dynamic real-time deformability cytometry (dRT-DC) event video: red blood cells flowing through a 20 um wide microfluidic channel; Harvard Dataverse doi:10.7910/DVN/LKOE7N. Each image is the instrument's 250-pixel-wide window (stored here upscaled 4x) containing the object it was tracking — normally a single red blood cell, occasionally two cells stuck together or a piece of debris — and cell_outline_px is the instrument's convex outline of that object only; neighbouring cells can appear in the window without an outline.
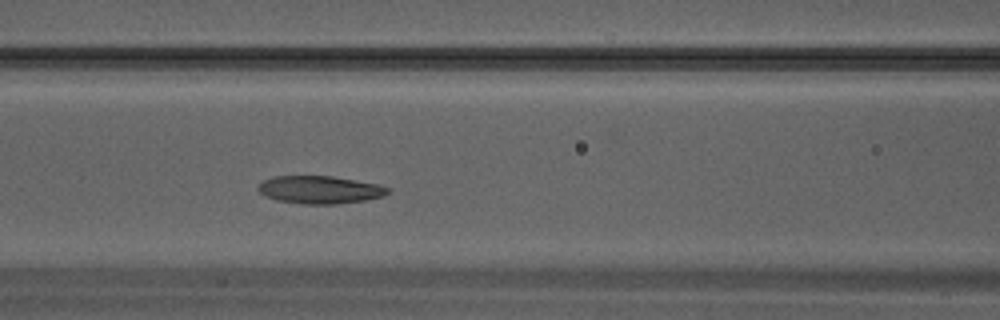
{"species": "Egyptian fruit bat (a non-hibernating species)", "species_latin": "Rousettus aegyptiacus", "temperature_condition": "warm", "stored_images_in_passage": 27, "camera_frame_rate_fps": 3000, "um_per_image_px": 0.085, "animal": {"sex": "male"}, "frame": {"image": 1, "passage_image": 8, "time_ms": 2.333, "image_size_px": [1000, 320], "cell_outline_px": [[388, 192], [384, 196], [364, 200], [336, 204], [304, 204], [276, 200], [264, 196], [256, 188], [264, 180], [272, 176], [332, 176], [380, 184], [388, 188]], "centroid_in_image_um": [27.16, 16.12], "position_along_channel_um": 139.4, "area_um2": 20.98}}
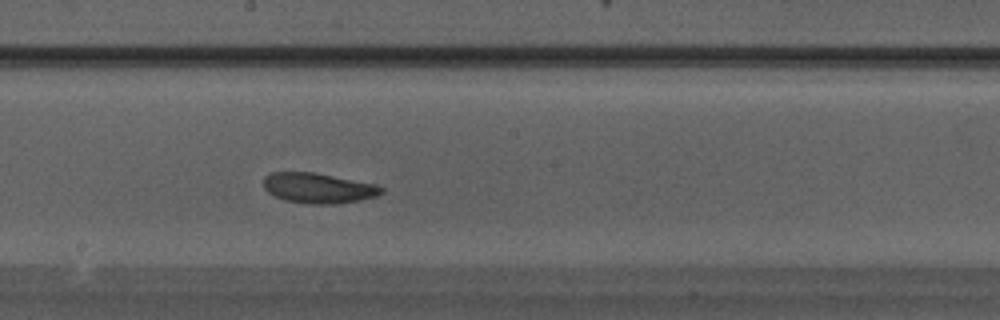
{"frame": {"image": 2, "passage_image": 12, "time_ms": 3.667, "image_size_px": [1000, 320], "cell_outline_px": [[384, 192], [376, 196], [360, 200], [336, 204], [312, 204], [284, 200], [268, 192], [264, 188], [264, 176], [272, 172], [312, 172], [376, 184], [384, 188]], "centroid_in_image_um": [27.06, 15.99], "position_along_channel_um": 221.1, "area_um2": 20.69}}
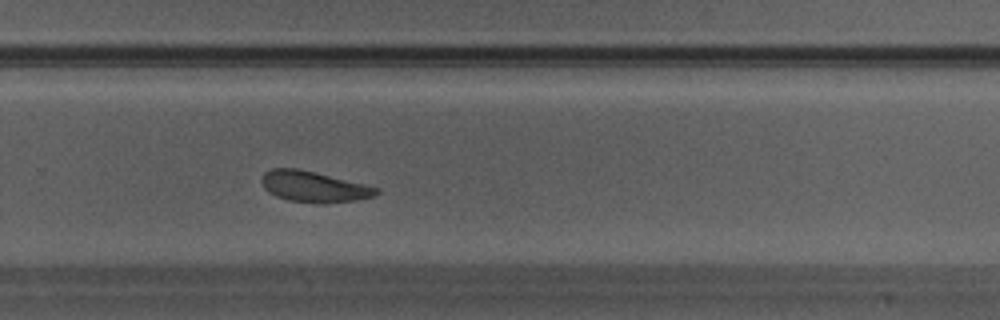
{"frame": {"image": 3, "passage_image": 16, "time_ms": 5.0, "image_size_px": [1000, 320], "cell_outline_px": [[380, 192], [372, 196], [356, 200], [324, 204], [288, 200], [276, 196], [268, 192], [264, 188], [260, 180], [260, 176], [264, 172], [272, 168], [296, 168], [364, 184], [380, 188]], "centroid_in_image_um": [26.63, 15.87], "position_along_channel_um": 303.2, "area_um2": 20.58}}